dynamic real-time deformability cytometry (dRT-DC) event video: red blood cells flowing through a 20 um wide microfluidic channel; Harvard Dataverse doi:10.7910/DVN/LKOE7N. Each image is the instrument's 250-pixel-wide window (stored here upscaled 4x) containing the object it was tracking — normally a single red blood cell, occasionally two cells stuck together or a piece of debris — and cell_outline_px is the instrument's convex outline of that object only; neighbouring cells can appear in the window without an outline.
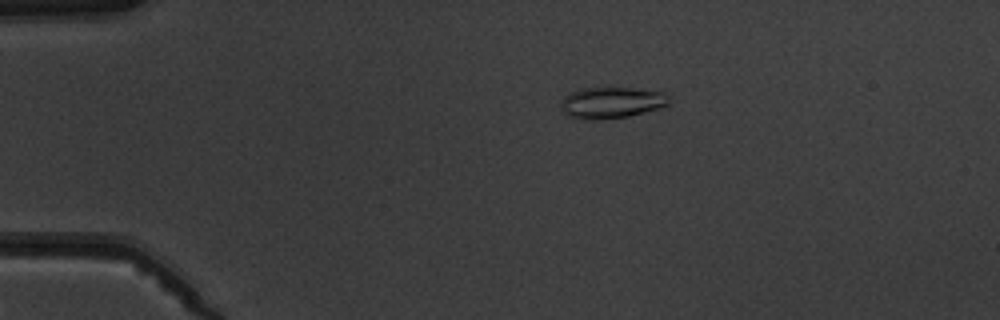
{"species": "common noctule bat (a hibernating species)", "species_latin": "Nyctalus noctula", "temperature_condition": "warm", "stored_images_in_passage": 7, "camera_frame_rate_fps": 3000, "um_per_image_px": 0.085, "animal": {"sex": "male", "body_mass_g": 19.5, "forearm_length_mm": 54.6}, "frame": {"image": 1, "passage_image": 3, "time_ms": 3.0, "image_size_px": [1000, 320], "cell_outline_px": [[672, 104], [660, 108], [628, 116], [588, 120], [572, 120], [564, 112], [560, 104], [564, 96], [580, 88], [632, 88], [664, 92], [668, 96]], "centroid_in_image_um": [51.97, 8.73], "position_along_channel_um": 33.0, "area_um2": 19.88}}
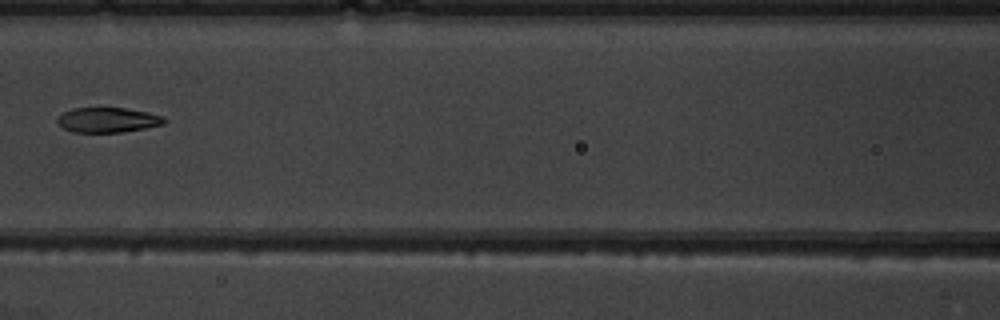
{"frame": {"image": 2, "passage_image": 6, "time_ms": 7.667, "image_size_px": [1000, 320], "cell_outline_px": [[168, 120], [164, 124], [144, 128], [120, 132], [72, 132], [64, 128], [56, 120], [64, 112], [72, 108], [124, 108], [148, 112], [164, 116]], "centroid_in_image_um": [9.2, 10.19], "position_along_channel_um": 157.4, "area_um2": 15.43}}
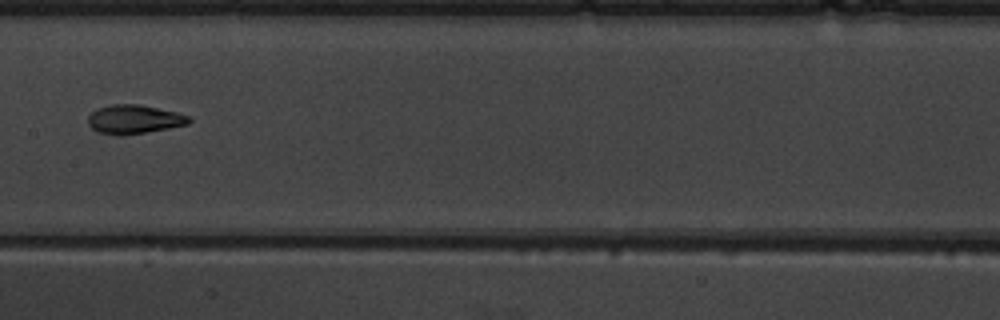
{"frame": {"image": 3, "passage_image": 7, "time_ms": 8.667, "image_size_px": [1000, 320], "cell_outline_px": [[192, 120], [188, 124], [168, 128], [120, 136], [96, 132], [88, 124], [88, 116], [96, 108], [112, 104], [140, 104], [176, 112], [188, 116]], "centroid_in_image_um": [11.36, 10.14], "position_along_channel_um": 196.0, "area_um2": 16.99}}